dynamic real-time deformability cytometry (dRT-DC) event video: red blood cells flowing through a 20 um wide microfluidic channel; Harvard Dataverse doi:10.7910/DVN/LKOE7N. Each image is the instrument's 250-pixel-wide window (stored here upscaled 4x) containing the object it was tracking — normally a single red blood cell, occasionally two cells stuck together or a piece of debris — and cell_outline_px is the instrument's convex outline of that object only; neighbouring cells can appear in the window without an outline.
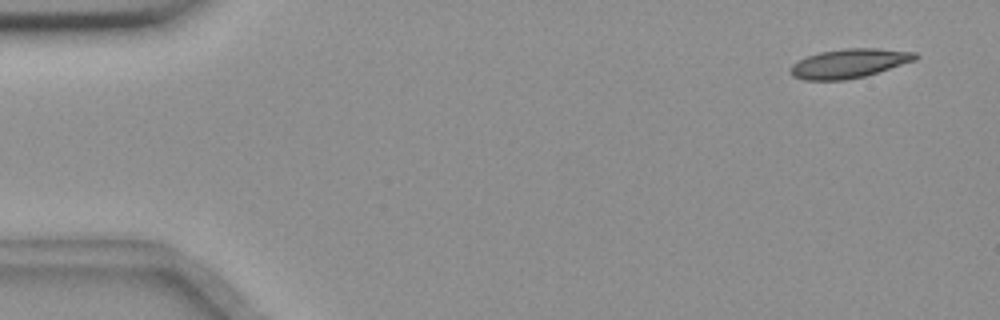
{"species": "common noctule bat (a hibernating species)", "species_latin": "Nyctalus noctula", "temperature_condition": "room temperature", "stored_images_in_passage": 5, "camera_frame_rate_fps": 3000, "um_per_image_px": 0.085, "animal": {"sex": "female", "body_mass_g": 18.4}, "frame": {"image": 1, "passage_image": 1, "time_ms": 0.0, "image_size_px": [1000, 320], "cell_outline_px": [[920, 56], [916, 60], [864, 76], [844, 80], [804, 80], [792, 76], [788, 68], [792, 64], [808, 56], [820, 52], [844, 48], [880, 48], [916, 52]], "centroid_in_image_um": [72.18, 5.38], "position_along_channel_um": 12.8, "area_um2": 21.21}}
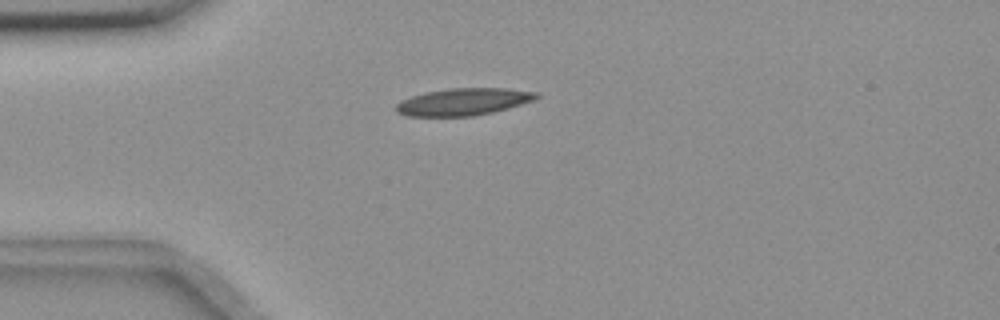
{"frame": {"image": 2, "passage_image": 4, "time_ms": 3.667, "image_size_px": [1000, 320], "cell_outline_px": [[540, 96], [532, 100], [508, 108], [492, 112], [472, 116], [408, 116], [396, 112], [396, 104], [400, 100], [412, 96], [428, 92], [452, 88], [504, 88], [540, 92]], "centroid_in_image_um": [39.39, 8.65], "position_along_channel_um": 45.6, "area_um2": 22.02}}